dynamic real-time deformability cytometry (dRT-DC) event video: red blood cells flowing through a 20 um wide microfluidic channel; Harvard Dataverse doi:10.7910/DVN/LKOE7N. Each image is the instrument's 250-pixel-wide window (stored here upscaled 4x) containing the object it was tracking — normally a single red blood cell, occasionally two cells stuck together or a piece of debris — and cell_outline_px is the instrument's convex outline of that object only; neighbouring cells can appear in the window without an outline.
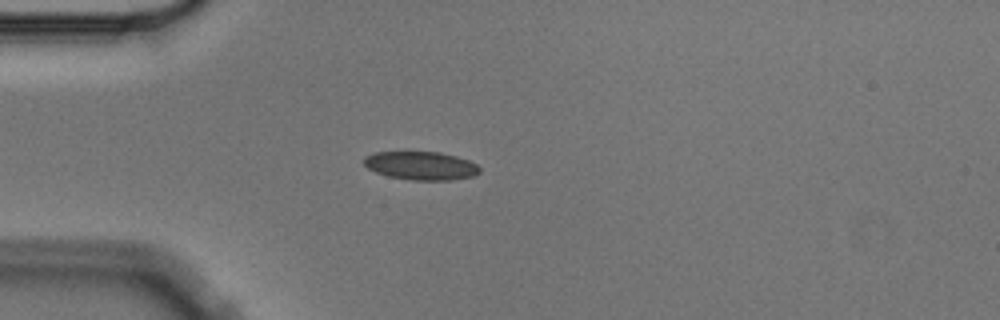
{"species": "Egyptian fruit bat (a non-hibernating species)", "species_latin": "Rousettus aegyptiacus", "temperature_condition": "cold", "stored_images_in_passage": 4, "camera_frame_rate_fps": 3000, "um_per_image_px": 0.085, "animal": {"sex": "male"}, "frame": {"image": 1, "passage_image": 4, "time_ms": 1.0, "image_size_px": [1000, 320], "cell_outline_px": [[480, 172], [472, 176], [452, 180], [412, 180], [388, 176], [376, 172], [368, 168], [364, 164], [364, 156], [376, 152], [440, 152], [456, 156], [468, 160], [476, 164], [480, 168]], "centroid_in_image_um": [35.78, 14.08], "position_along_channel_um": 49.2, "area_um2": 19.07}}